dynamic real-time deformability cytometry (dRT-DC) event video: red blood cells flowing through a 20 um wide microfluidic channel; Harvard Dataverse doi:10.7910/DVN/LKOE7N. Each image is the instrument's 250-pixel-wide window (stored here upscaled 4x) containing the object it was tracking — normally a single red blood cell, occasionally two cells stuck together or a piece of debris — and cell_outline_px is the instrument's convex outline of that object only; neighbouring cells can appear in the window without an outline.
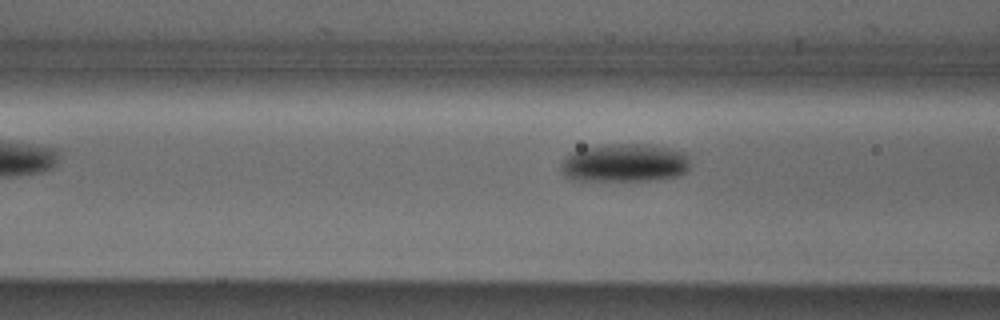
{"species": "Egyptian fruit bat (a non-hibernating species)", "species_latin": "Rousettus aegyptiacus", "temperature_condition": "cold", "stored_images_in_passage": 3, "camera_frame_rate_fps": 3000, "um_per_image_px": 0.085, "animal": {"sex": "male"}, "frame": {"image": 1, "passage_image": 3, "time_ms": 2.333, "image_size_px": [1000, 320], "cell_outline_px": [[692, 164], [688, 172], [680, 176], [660, 180], [572, 180], [564, 176], [560, 168], [560, 164], [572, 152], [580, 148], [612, 144], [648, 144], [668, 148], [684, 152], [688, 156]], "centroid_in_image_um": [53.15, 13.86], "position_along_channel_um": 113.4, "area_um2": 29.25}}